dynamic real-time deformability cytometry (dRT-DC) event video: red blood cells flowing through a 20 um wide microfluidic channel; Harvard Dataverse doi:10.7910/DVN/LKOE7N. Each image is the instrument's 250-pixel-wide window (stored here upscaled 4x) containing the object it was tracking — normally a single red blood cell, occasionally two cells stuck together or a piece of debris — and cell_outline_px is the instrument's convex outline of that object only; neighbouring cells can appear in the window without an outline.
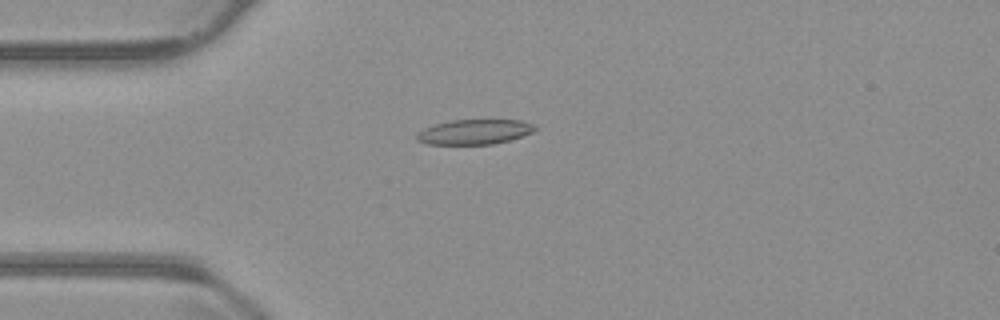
{"species": "common noctule bat (a hibernating species)", "species_latin": "Nyctalus noctula", "temperature_condition": "warm", "stored_images_in_passage": 54, "camera_frame_rate_fps": 3000, "um_per_image_px": 0.085, "animal": {"sex": "male", "body_mass_g": 23.1, "forearm_length_mm": 52.7}, "frame": {"image": 1, "passage_image": 14, "time_ms": 4.333, "image_size_px": [1000, 320], "cell_outline_px": [[536, 128], [532, 132], [508, 140], [492, 144], [428, 144], [416, 140], [416, 132], [424, 128], [436, 124], [452, 120], [520, 120], [536, 124]], "centroid_in_image_um": [40.3, 11.2], "position_along_channel_um": 44.7, "area_um2": 17.05}}
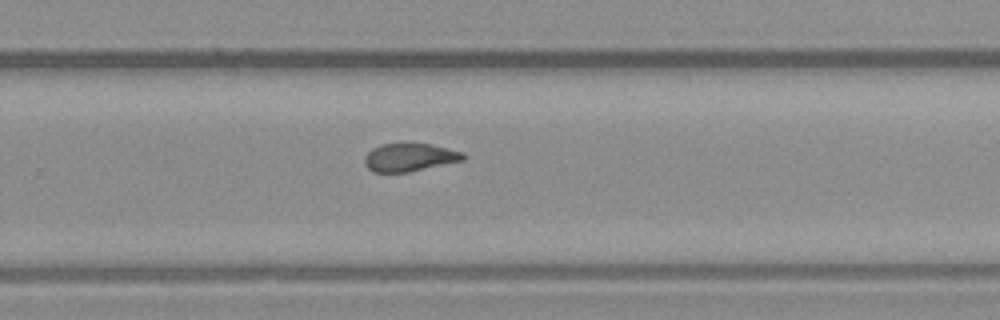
{"frame": {"image": 2, "passage_image": 35, "time_ms": 11.333, "image_size_px": [1000, 320], "cell_outline_px": [[464, 160], [408, 172], [372, 172], [364, 164], [364, 156], [372, 148], [380, 144], [428, 144], [464, 152]], "centroid_in_image_um": [34.77, 13.38], "position_along_channel_um": 295.0, "area_um2": 15.95}}
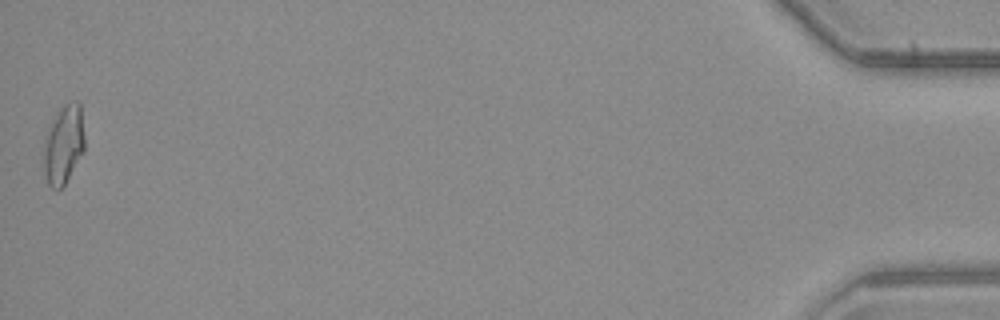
{"frame": {"image": 3, "passage_image": 54, "time_ms": 17.667, "image_size_px": [1000, 320], "cell_outline_px": [[84, 148], [64, 184], [60, 188], [52, 188], [48, 184], [44, 172], [44, 136], [52, 120], [60, 108], [68, 100], [76, 100], [80, 104], [84, 136]], "centroid_in_image_um": [5.38, 12.22], "position_along_channel_um": 429.8, "area_um2": 18.55}, "authors_computed_cell_mechanics": {"area_um2": 16.8776, "velocity_mm_per_s": 3.8072, "shape_relaxation_time_tau1_ms": 7.8097, "shape_relaxation_time_tau2_ms": 2.1928, "deformation_change_tau1": 0.202, "deformation_change_tau2": 0.0886}}